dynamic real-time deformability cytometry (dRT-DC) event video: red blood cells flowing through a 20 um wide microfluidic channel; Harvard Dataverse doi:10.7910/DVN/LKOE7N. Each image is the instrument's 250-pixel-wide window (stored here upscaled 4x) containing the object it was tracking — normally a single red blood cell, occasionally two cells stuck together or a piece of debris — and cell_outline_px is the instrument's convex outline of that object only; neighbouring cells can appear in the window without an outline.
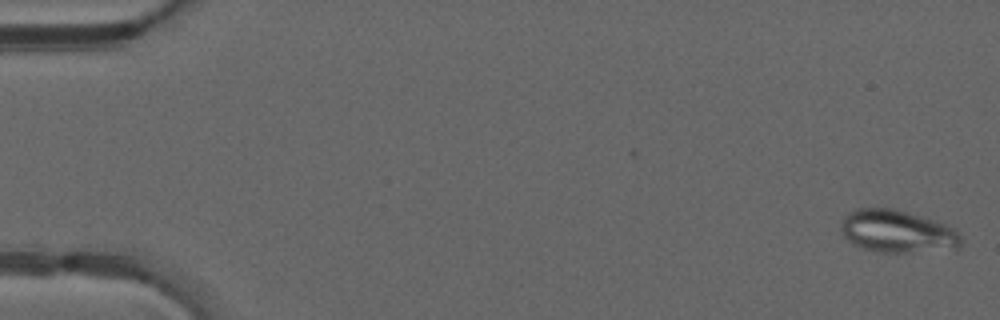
{"species": "common noctule bat (a hibernating species)", "species_latin": "Nyctalus noctula", "temperature_condition": "warm", "stored_images_in_passage": 12, "camera_frame_rate_fps": 3000, "um_per_image_px": 0.085, "animal": {"sex": "male", "forearm_length_mm": 52.5}, "frame": {"image": 1, "passage_image": 1, "time_ms": 0.0, "image_size_px": [1000, 320], "cell_outline_px": [[964, 240], [960, 248], [956, 252], [876, 252], [860, 248], [852, 244], [840, 232], [840, 220], [848, 212], [856, 208], [896, 208], [924, 216], [948, 224], [956, 228], [960, 232]], "centroid_in_image_um": [76.37, 19.69], "position_along_channel_um": 8.6, "area_um2": 31.39}}